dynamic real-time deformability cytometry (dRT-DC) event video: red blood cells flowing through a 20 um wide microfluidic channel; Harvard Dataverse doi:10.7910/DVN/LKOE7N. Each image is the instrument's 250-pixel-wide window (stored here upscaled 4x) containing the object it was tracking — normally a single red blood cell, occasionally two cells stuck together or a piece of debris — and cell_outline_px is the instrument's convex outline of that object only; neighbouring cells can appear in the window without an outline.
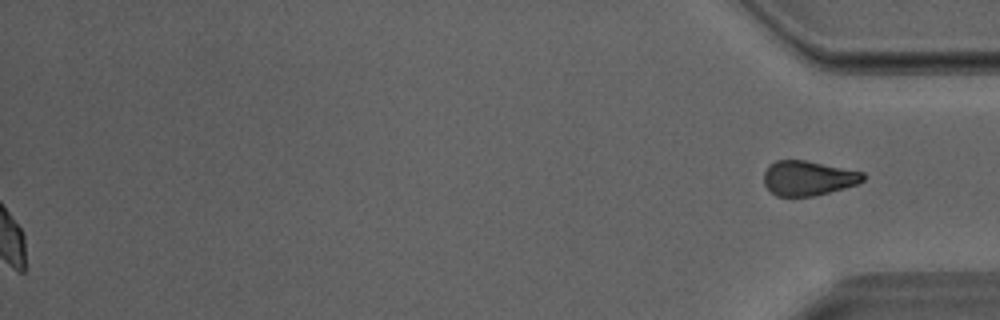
{"species": "Egyptian fruit bat (a non-hibernating species)", "species_latin": "Rousettus aegyptiacus", "temperature_condition": "room temperature", "stored_images_in_passage": 40, "segment_of_instrument_passage": [2, 2], "camera_frame_rate_fps": 3000, "um_per_image_px": 0.085, "animal": {"sex": "male"}, "frame": {"image": 1, "passage_image": 40, "time_ms": 13.0, "image_size_px": [1000, 320], "cell_outline_px": [[868, 176], [864, 180], [856, 184], [844, 188], [812, 196], [776, 196], [764, 184], [764, 172], [768, 164], [776, 160], [804, 160], [864, 172]], "centroid_in_image_um": [68.69, 15.13], "position_along_channel_um": 366.5, "area_um2": 20.06}}